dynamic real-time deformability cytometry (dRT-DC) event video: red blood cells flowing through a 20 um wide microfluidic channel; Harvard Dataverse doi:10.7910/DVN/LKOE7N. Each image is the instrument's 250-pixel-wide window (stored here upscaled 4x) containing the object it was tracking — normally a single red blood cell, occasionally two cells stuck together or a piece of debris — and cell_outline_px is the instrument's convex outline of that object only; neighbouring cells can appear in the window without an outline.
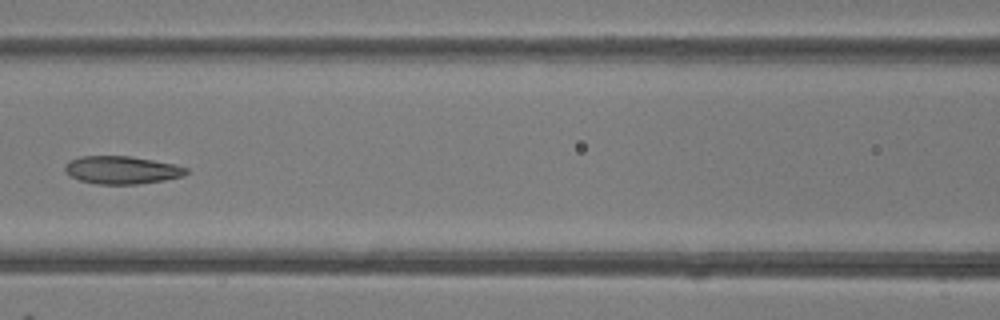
{"species": "common noctule bat (a hibernating species)", "species_latin": "Nyctalus noctula", "temperature_condition": "room temperature", "stored_images_in_passage": 7, "camera_frame_rate_fps": 3000, "um_per_image_px": 0.085, "animal": {"sex": "female"}, "frame": {"image": 1, "passage_image": 7, "time_ms": 6.667, "image_size_px": [1000, 320], "cell_outline_px": [[188, 172], [184, 176], [164, 180], [136, 184], [96, 184], [80, 180], [68, 176], [64, 168], [64, 164], [68, 160], [80, 156], [128, 156], [176, 164], [188, 168]], "centroid_in_image_um": [10.32, 14.45], "position_along_channel_um": 156.3, "area_um2": 19.83}}